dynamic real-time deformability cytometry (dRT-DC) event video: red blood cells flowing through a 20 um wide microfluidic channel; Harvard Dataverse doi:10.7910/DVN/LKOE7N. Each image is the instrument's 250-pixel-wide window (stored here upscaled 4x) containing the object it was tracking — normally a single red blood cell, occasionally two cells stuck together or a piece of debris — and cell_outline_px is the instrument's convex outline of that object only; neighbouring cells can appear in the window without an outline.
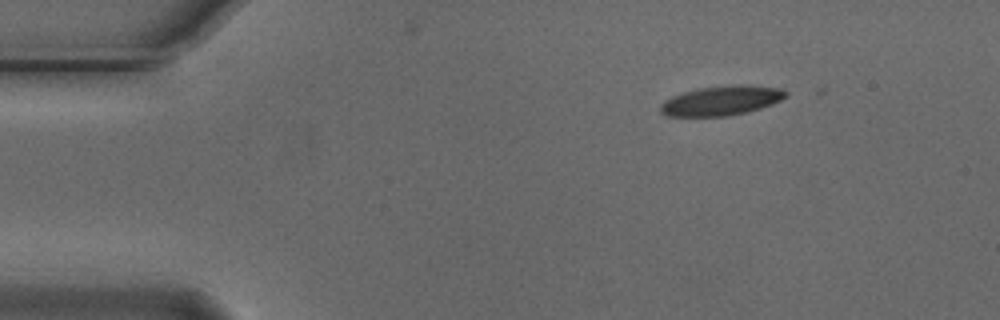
{"species": "Egyptian fruit bat (a non-hibernating species)", "species_latin": "Rousettus aegyptiacus", "temperature_condition": "cold", "stored_images_in_passage": 4, "camera_frame_rate_fps": 3000, "um_per_image_px": 0.085, "animal": {"sex": "male"}, "frame": {"image": 1, "passage_image": 2, "time_ms": 0.333, "image_size_px": [1000, 320], "cell_outline_px": [[788, 96], [772, 104], [748, 112], [728, 116], [668, 116], [660, 112], [660, 104], [664, 100], [672, 96], [696, 88], [740, 84], [744, 84], [780, 88], [788, 92]], "centroid_in_image_um": [61.33, 8.55], "position_along_channel_um": 23.7, "area_um2": 21.73}}